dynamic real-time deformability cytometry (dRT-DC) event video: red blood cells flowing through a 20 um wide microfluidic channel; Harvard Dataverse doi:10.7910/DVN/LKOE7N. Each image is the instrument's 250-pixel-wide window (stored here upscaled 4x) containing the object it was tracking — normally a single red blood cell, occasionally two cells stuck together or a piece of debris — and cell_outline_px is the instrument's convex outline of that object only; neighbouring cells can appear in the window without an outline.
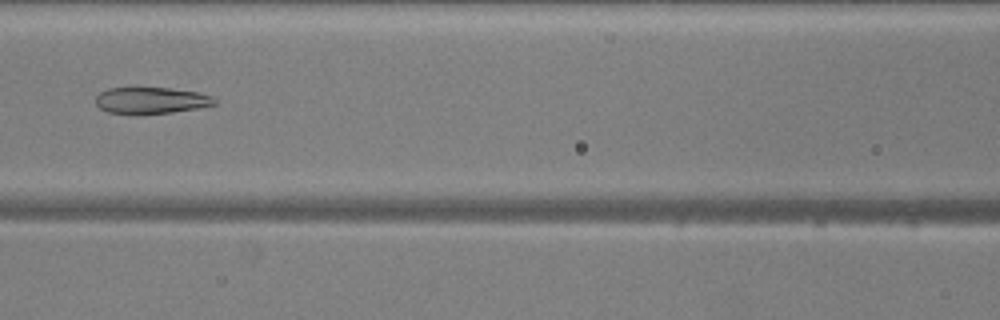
{"species": "common noctule bat (a hibernating species)", "species_latin": "Nyctalus noctula", "temperature_condition": "warm", "stored_images_in_passage": 38, "camera_frame_rate_fps": 3000, "um_per_image_px": 0.085, "animal": {"sex": "male", "body_mass_g": 20.5, "forearm_length_mm": 52.5}, "frame": {"image": 1, "passage_image": 9, "time_ms": 2.667, "image_size_px": [1000, 320], "cell_outline_px": [[216, 104], [196, 108], [172, 112], [108, 112], [100, 108], [96, 104], [96, 96], [100, 92], [108, 88], [168, 88], [200, 92], [212, 96], [216, 100]], "centroid_in_image_um": [12.87, 8.5], "position_along_channel_um": 153.7, "area_um2": 17.74}}
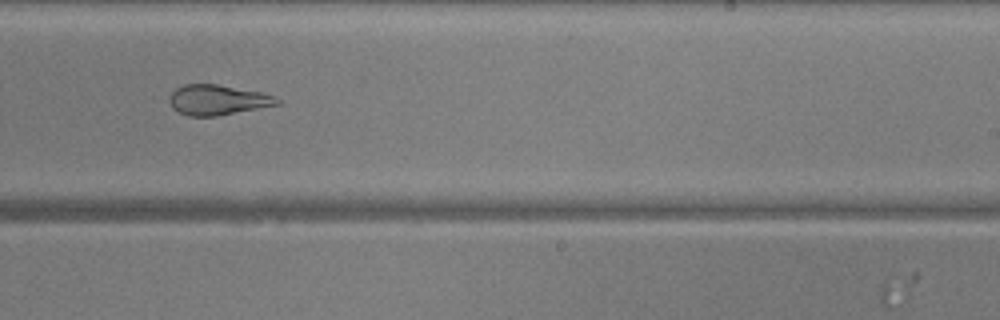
{"frame": {"image": 2, "passage_image": 18, "time_ms": 5.667, "image_size_px": [1000, 320], "cell_outline_px": [[280, 104], [216, 116], [188, 116], [172, 108], [168, 100], [168, 96], [176, 88], [184, 84], [216, 84], [260, 92], [272, 96], [280, 100]], "centroid_in_image_um": [18.44, 8.49], "position_along_channel_um": 270.6, "area_um2": 18.79}}
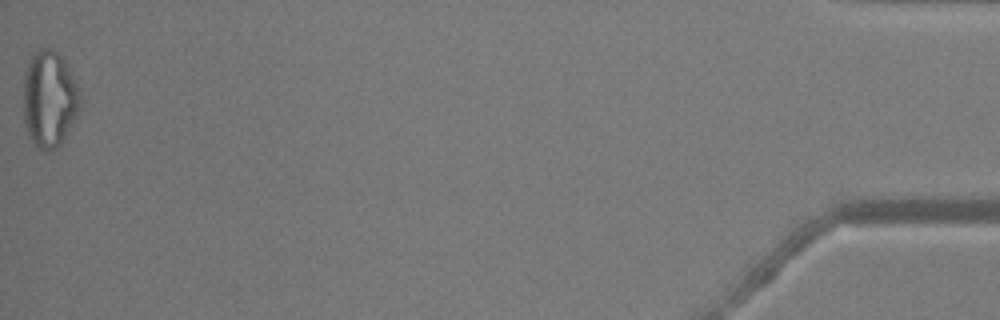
{"frame": {"image": 3, "passage_image": 38, "time_ms": 12.333, "image_size_px": [1000, 320], "cell_outline_px": [[80, 112], [56, 148], [48, 152], [44, 152], [36, 148], [28, 136], [24, 124], [24, 72], [32, 56], [44, 44], [52, 48], [60, 56], [76, 84], [80, 96]], "centroid_in_image_um": [4.16, 8.45], "position_along_channel_um": 431.0, "area_um2": 31.85}, "authors_computed_cell_mechanics": {"area_um2": 20.6924, "velocity_mm_per_s": 3.9089, "shape_relaxation_time_tau1_ms": null, "shape_relaxation_time_tau2_ms": 0.9302, "deformation_change_tau1": null, "deformation_change_tau2": 0.0884}}